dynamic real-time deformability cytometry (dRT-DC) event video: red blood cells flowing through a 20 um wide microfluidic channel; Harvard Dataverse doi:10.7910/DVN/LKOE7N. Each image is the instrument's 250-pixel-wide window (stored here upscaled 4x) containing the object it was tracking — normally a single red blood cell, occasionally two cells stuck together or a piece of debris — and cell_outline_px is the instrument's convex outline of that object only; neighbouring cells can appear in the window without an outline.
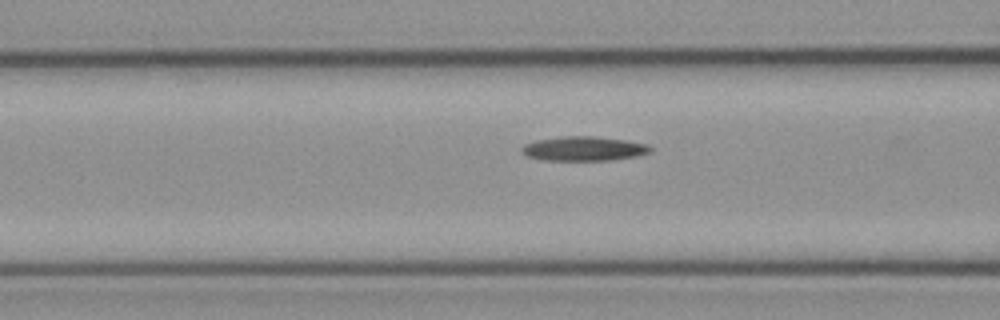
{"species": "common noctule bat (a hibernating species)", "species_latin": "Nyctalus noctula", "temperature_condition": "cold", "stored_images_in_passage": 8, "camera_frame_rate_fps": 3000, "um_per_image_px": 0.085, "animal": {"sex": "female", "body_mass_g": 21.9}, "frame": {"image": 1, "passage_image": 6, "time_ms": 1.667, "image_size_px": [1000, 320], "cell_outline_px": [[652, 152], [636, 156], [612, 160], [540, 160], [528, 156], [520, 152], [520, 148], [524, 144], [536, 140], [560, 136], [592, 136], [624, 140], [648, 144], [652, 148]], "centroid_in_image_um": [49.6, 12.63], "position_along_channel_um": 117.0, "area_um2": 18.38}}